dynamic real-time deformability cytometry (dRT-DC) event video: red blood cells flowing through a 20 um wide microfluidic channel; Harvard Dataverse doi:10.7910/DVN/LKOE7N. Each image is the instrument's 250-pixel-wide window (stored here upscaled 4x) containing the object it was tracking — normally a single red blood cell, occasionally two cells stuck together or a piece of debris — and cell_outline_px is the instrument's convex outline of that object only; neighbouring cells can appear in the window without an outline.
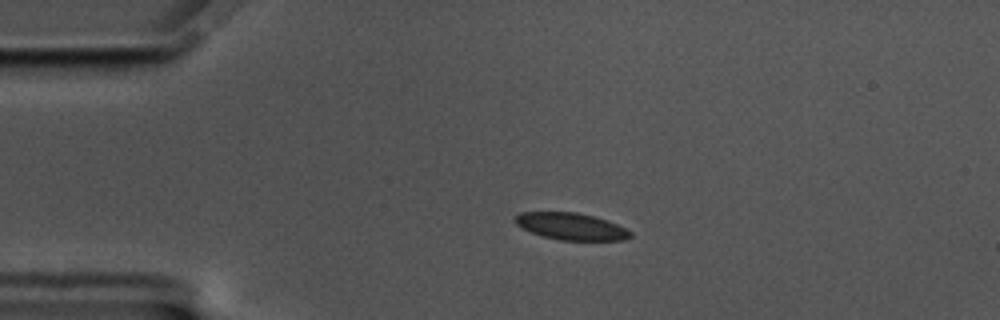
{"species": "common noctule bat (a hibernating species)", "species_latin": "Nyctalus noctula", "temperature_condition": "cold", "stored_images_in_passage": 46, "camera_frame_rate_fps": 3000, "um_per_image_px": 0.085, "animal": {"sex": "male", "body_mass_g": 17.5, "forearm_length_mm": 52.3}, "frame": {"image": 1, "passage_image": 1, "time_ms": 0.0, "image_size_px": [1000, 320], "cell_outline_px": [[632, 236], [624, 240], [560, 240], [544, 236], [532, 232], [516, 224], [512, 220], [520, 212], [576, 212], [608, 220], [632, 232]], "centroid_in_image_um": [48.54, 19.24], "position_along_channel_um": 36.5, "area_um2": 17.92}}
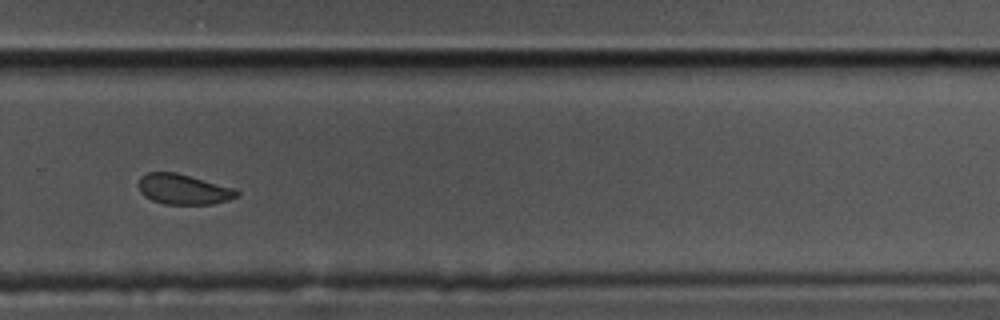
{"frame": {"image": 2, "passage_image": 28, "time_ms": 9.0, "image_size_px": [1000, 320], "cell_outline_px": [[240, 196], [228, 200], [212, 204], [164, 204], [152, 200], [144, 196], [140, 192], [136, 184], [140, 176], [148, 172], [176, 172], [236, 188], [240, 192]], "centroid_in_image_um": [15.58, 16.08], "position_along_channel_um": 314.2, "area_um2": 17.69}}
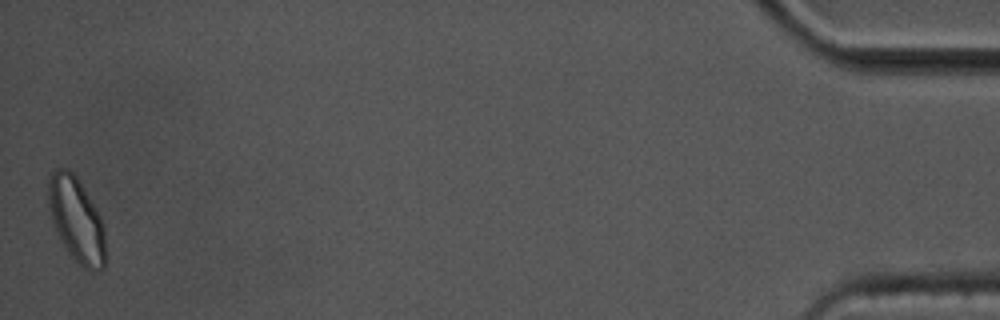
{"frame": {"image": 3, "passage_image": 46, "time_ms": 15.0, "image_size_px": [1000, 320], "cell_outline_px": [[104, 268], [100, 272], [84, 268], [68, 252], [56, 232], [52, 220], [48, 204], [48, 176], [56, 168], [68, 168], [76, 176], [100, 216], [104, 228]], "centroid_in_image_um": [6.47, 18.66], "position_along_channel_um": 428.7, "area_um2": 27.86}, "authors_computed_cell_mechanics": {"area_um2": 18.7272, "velocity_mm_per_s": 3.4696, "shape_relaxation_time_tau1_ms": 3.1004, "shape_relaxation_time_tau2_ms": 1.2866, "deformation_change_tau1": 0.1069, "deformation_change_tau2": 0.059}}